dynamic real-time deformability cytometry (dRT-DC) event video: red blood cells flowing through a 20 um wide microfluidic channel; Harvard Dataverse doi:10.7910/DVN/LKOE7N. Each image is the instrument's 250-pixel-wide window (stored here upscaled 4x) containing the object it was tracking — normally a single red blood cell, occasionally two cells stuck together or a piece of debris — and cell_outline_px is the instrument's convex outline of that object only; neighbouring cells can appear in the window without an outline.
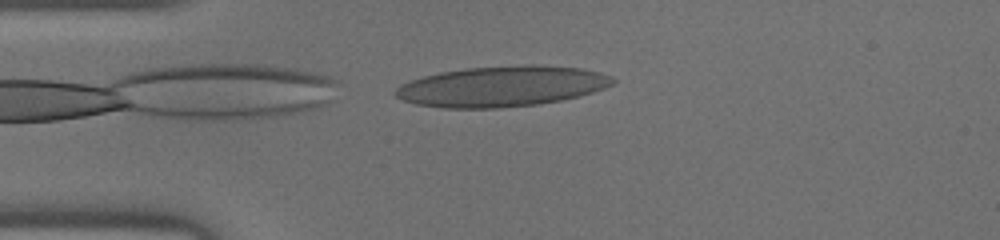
{"species": "human", "species_latin": "Homo sapiens", "temperature_condition": "warm", "stored_images_in_passage": 36, "camera_frame_rate_fps": 3000, "um_per_image_px": 0.085, "donor": {"sex": "male"}, "frame": {"image": 1, "passage_image": 1, "time_ms": 0.0, "image_size_px": [1000, 240], "cell_outline_px": [[616, 80], [612, 84], [604, 88], [580, 96], [540, 104], [496, 108], [444, 108], [416, 104], [404, 100], [396, 96], [392, 92], [400, 84], [424, 76], [440, 72], [464, 68], [532, 64], [580, 68], [612, 76]], "centroid_in_image_um": [42.64, 7.34], "position_along_channel_um": 42.4, "area_um2": 51.27}}
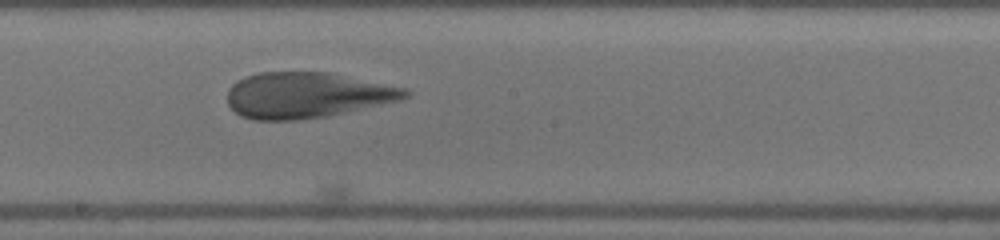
{"frame": {"image": 2, "passage_image": 15, "time_ms": 4.667, "image_size_px": [1000, 240], "cell_outline_px": [[412, 92], [408, 96], [400, 100], [328, 116], [296, 120], [252, 120], [240, 116], [228, 104], [228, 88], [236, 80], [244, 76], [260, 72], [332, 72], [408, 88]], "centroid_in_image_um": [26.09, 8.08], "position_along_channel_um": 222.1, "area_um2": 47.86}}
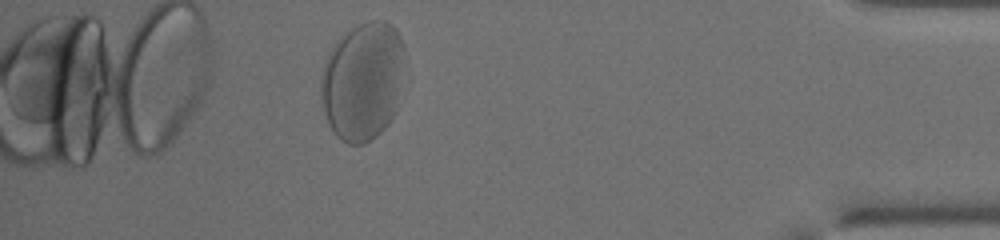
{"frame": {"image": 3, "passage_image": 31, "time_ms": 10.0, "image_size_px": [1000, 240], "cell_outline_px": [[404, 48], [396, 112], [388, 124], [376, 136], [364, 144], [348, 144], [340, 140], [336, 136], [328, 124], [320, 100], [320, 76], [324, 60], [328, 52], [336, 40], [344, 32], [368, 20], [384, 20], [392, 24], [396, 28], [400, 36]], "centroid_in_image_um": [30.78, 6.89], "position_along_channel_um": 404.4, "area_um2": 58.38}}